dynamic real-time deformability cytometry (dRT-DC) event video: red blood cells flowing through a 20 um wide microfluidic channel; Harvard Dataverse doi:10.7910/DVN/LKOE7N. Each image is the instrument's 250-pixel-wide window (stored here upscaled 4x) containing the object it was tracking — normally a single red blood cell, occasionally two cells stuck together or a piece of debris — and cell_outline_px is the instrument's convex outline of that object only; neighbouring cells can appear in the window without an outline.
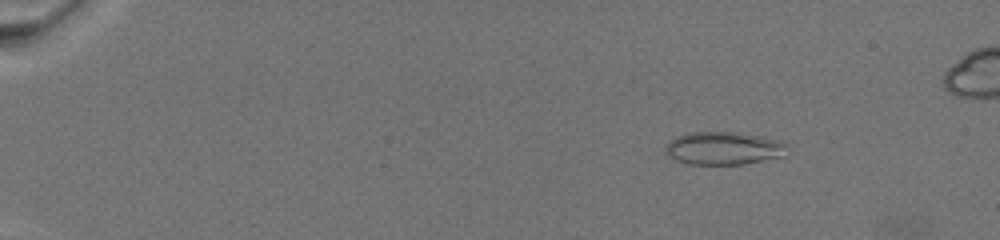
{"species": "common noctule bat (a hibernating species)", "species_latin": "Nyctalus noctula", "temperature_condition": "warm", "stored_images_in_passage": 17, "camera_frame_rate_fps": 3000, "um_per_image_px": 0.085, "animal": {"sex": "female", "body_mass_g": 19.5, "forearm_length_mm": 54.1}, "frame": {"image": 1, "passage_image": 4, "time_ms": 3.667, "image_size_px": [1000, 240], "cell_outline_px": [[788, 156], [744, 164], [688, 164], [676, 160], [668, 156], [664, 152], [664, 148], [676, 136], [688, 132], [740, 132], [784, 140], [788, 144]], "centroid_in_image_um": [61.6, 12.6], "position_along_channel_um": 23.4, "area_um2": 23.99}}
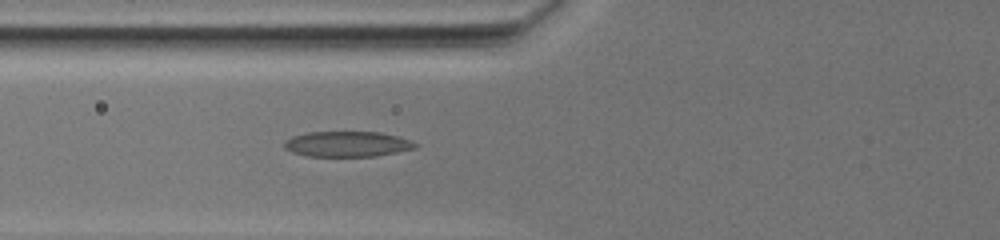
{"frame": {"image": 2, "passage_image": 11, "time_ms": 10.333, "image_size_px": [1000, 240], "cell_outline_px": [[420, 144], [416, 148], [376, 156], [304, 156], [292, 152], [284, 148], [284, 140], [292, 136], [308, 132], [380, 132], [396, 136]], "centroid_in_image_um": [29.48, 12.24], "position_along_channel_um": 96.3, "area_um2": 19.42}}
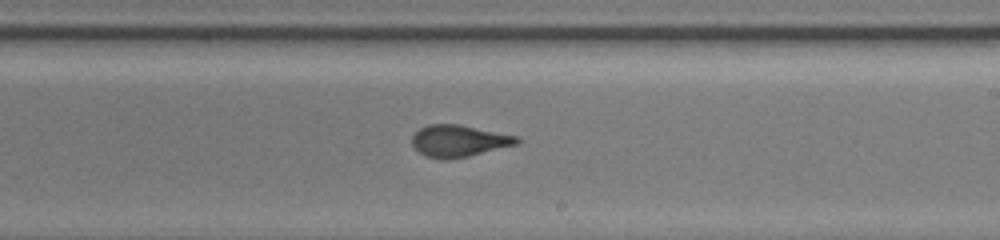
{"frame": {"image": 3, "passage_image": 17, "time_ms": 15.333, "image_size_px": [1000, 240], "cell_outline_px": [[520, 144], [468, 156], [448, 160], [440, 160], [424, 156], [412, 144], [412, 136], [420, 128], [428, 124], [460, 124], [520, 136]], "centroid_in_image_um": [39.04, 11.98], "position_along_channel_um": 250.0, "area_um2": 19.77}}